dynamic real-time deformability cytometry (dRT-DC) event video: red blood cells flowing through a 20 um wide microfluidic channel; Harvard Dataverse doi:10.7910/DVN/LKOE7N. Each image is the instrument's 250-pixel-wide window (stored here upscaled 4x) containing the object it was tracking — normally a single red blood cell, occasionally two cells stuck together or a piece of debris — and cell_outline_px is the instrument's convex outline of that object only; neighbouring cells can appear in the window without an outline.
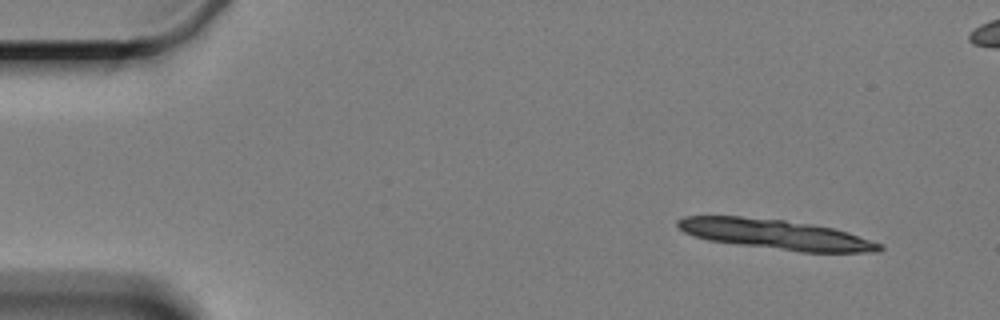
{"species": "Egyptian fruit bat (a non-hibernating species)", "species_latin": "Rousettus aegyptiacus", "temperature_condition": "cold", "stored_images_in_passage": 7, "camera_frame_rate_fps": 3000, "um_per_image_px": 0.085, "animal": {"sex": "female"}, "frame": {"image": 1, "passage_image": 1, "time_ms": 0.0, "image_size_px": [1000, 320], "cell_outline_px": [[884, 248], [880, 252], [800, 252], [708, 240], [684, 232], [676, 224], [676, 220], [684, 216], [740, 216], [784, 220], [812, 224], [832, 228], [848, 232], [884, 244]], "centroid_in_image_um": [65.98, 19.92], "position_along_channel_um": 19.0, "area_um2": 35.14}}
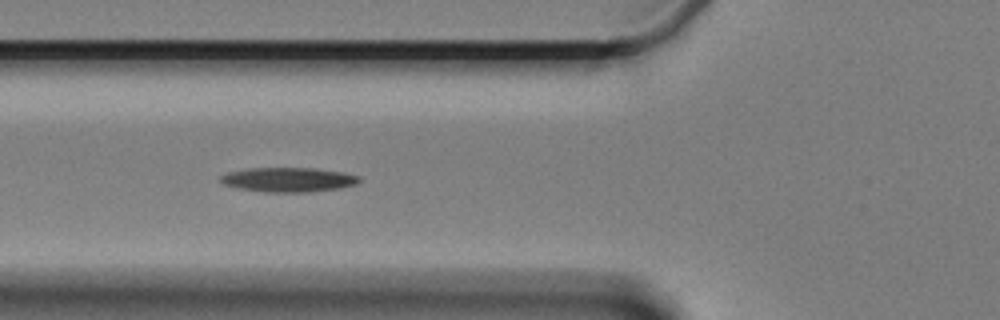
{"frame": {"image": 2, "passage_image": 6, "time_ms": 5.667, "image_size_px": [1000, 320], "cell_outline_px": [[360, 180], [356, 184], [340, 188], [312, 192], [264, 192], [236, 188], [224, 184], [220, 180], [220, 176], [228, 172], [248, 168], [312, 168], [344, 172], [360, 176]], "centroid_in_image_um": [24.51, 15.27], "position_along_channel_um": 101.3, "area_um2": 19.88}}
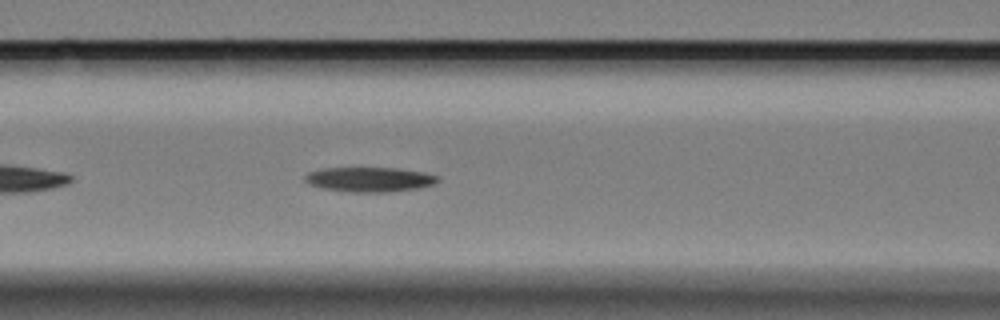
{"frame": {"image": 3, "passage_image": 7, "time_ms": 6.667, "image_size_px": [1000, 320], "cell_outline_px": [[440, 180], [436, 184], [420, 188], [388, 192], [352, 192], [320, 188], [308, 184], [304, 180], [304, 176], [308, 172], [320, 168], [396, 168], [424, 172], [436, 176]], "centroid_in_image_um": [31.39, 15.25], "position_along_channel_um": 135.2, "area_um2": 19.31}}